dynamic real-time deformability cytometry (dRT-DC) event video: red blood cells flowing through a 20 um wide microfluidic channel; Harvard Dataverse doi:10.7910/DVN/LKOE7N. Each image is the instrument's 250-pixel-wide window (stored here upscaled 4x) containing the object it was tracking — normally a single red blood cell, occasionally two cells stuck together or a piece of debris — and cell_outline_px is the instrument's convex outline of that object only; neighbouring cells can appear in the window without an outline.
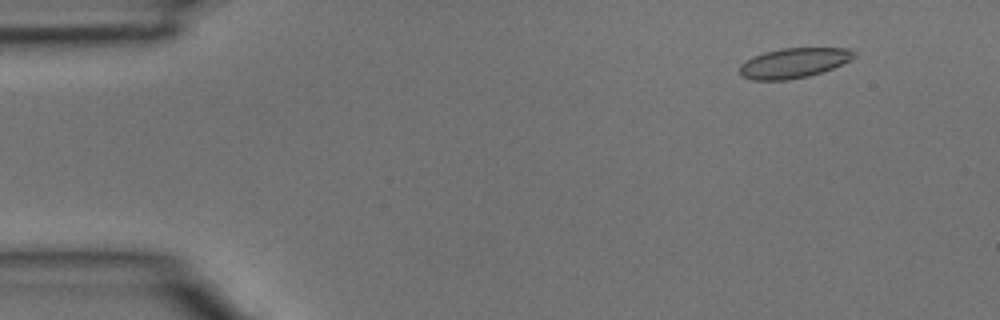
{"species": "common noctule bat (a hibernating species)", "species_latin": "Nyctalus noctula", "temperature_condition": "room temperature", "stored_images_in_passage": 3, "camera_frame_rate_fps": 3000, "um_per_image_px": 0.085, "animal": {"sex": "male", "body_mass_g": 15.6}, "frame": {"image": 1, "passage_image": 1, "time_ms": 0.0, "image_size_px": [1000, 320], "cell_outline_px": [[860, 52], [852, 60], [824, 72], [808, 76], [788, 80], [752, 80], [744, 76], [740, 72], [740, 64], [752, 56], [764, 52], [780, 48], [848, 48]], "centroid_in_image_um": [67.54, 5.34], "position_along_channel_um": 17.5, "area_um2": 20.29}}
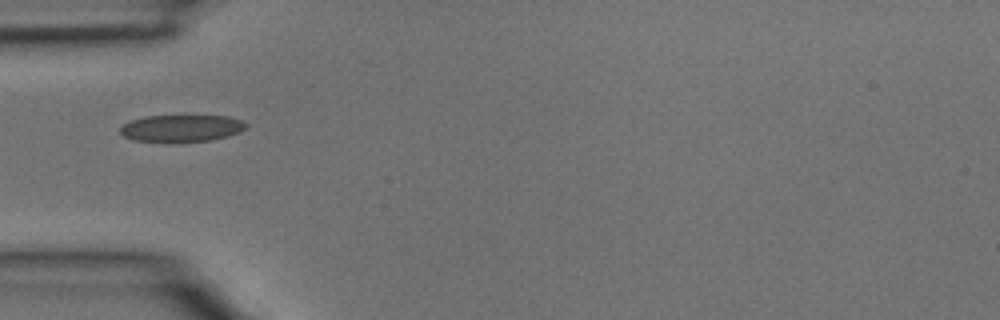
{"frame": {"image": 2, "passage_image": 3, "time_ms": 0.667, "image_size_px": [1000, 320], "cell_outline_px": [[248, 124], [240, 132], [228, 136], [212, 140], [132, 140], [124, 136], [120, 132], [120, 128], [124, 124], [132, 120], [144, 116], [228, 116], [240, 120]], "centroid_in_image_um": [15.44, 10.87], "position_along_channel_um": 69.6, "area_um2": 19.13}}